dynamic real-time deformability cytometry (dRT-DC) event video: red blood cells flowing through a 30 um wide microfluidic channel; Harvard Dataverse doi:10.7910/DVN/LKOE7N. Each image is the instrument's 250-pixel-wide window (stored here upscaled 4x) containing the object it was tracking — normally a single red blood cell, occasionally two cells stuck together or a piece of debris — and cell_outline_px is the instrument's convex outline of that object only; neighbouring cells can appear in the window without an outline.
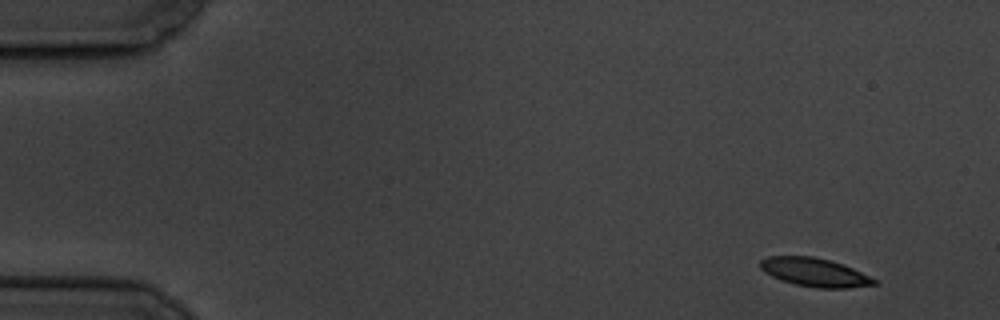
{"species": "common noctule bat (a hibernating species)", "species_latin": "Nyctalus noctula", "temperature_condition": "cold", "stored_images_in_passage": 54, "camera_frame_rate_fps": 3000, "um_per_image_px": 0.085, "animal": {"sex": "male", "body_mass_g": 19.5, "forearm_length_mm": 54.6}, "frame": {"image": 1, "passage_image": 1, "time_ms": 0.0, "image_size_px": [1000, 320], "cell_outline_px": [[880, 284], [848, 288], [816, 288], [796, 284], [780, 280], [764, 272], [760, 268], [760, 260], [768, 256], [812, 256], [832, 260], [844, 264], [880, 280]], "centroid_in_image_um": [69.31, 23.15], "position_along_channel_um": 15.7, "area_um2": 19.31}}
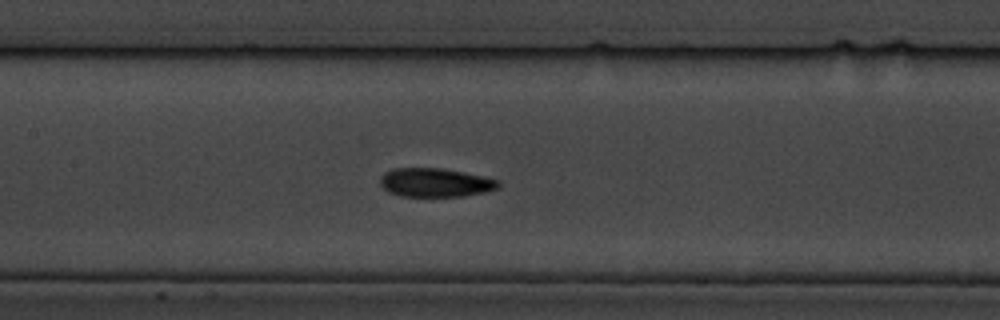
{"frame": {"image": 2, "passage_image": 24, "time_ms": 7.667, "image_size_px": [1000, 320], "cell_outline_px": [[500, 184], [496, 188], [488, 192], [464, 196], [400, 196], [388, 192], [380, 184], [380, 176], [384, 172], [392, 168], [440, 168], [464, 172], [484, 176], [500, 180]], "centroid_in_image_um": [37.0, 15.51], "position_along_channel_um": 170.4, "area_um2": 20.0}}
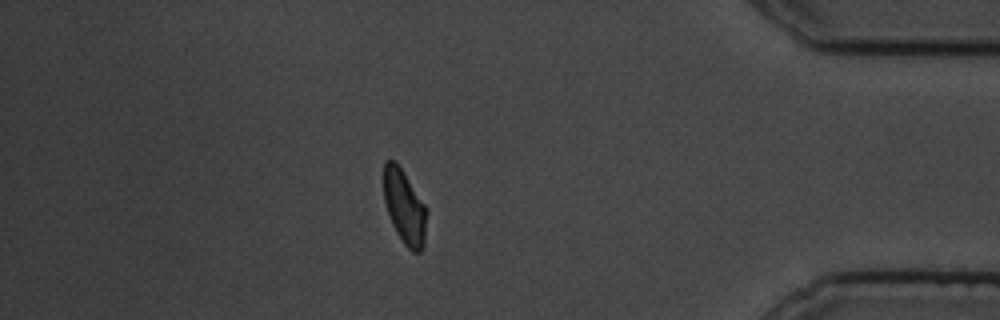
{"frame": {"image": 3, "passage_image": 47, "time_ms": 15.333, "image_size_px": [1000, 320], "cell_outline_px": [[428, 212], [424, 244], [420, 252], [412, 252], [404, 244], [396, 232], [392, 224], [384, 200], [384, 160], [392, 160], [404, 172], [428, 208]], "centroid_in_image_um": [34.41, 17.61], "position_along_channel_um": 400.8, "area_um2": 18.67}, "authors_computed_cell_mechanics": {"area_um2": 19.7965, "velocity_mm_per_s": 3.4662, "shape_relaxation_time_tau1_ms": 5.8949, "shape_relaxation_time_tau2_ms": 2.4257, "deformation_change_tau1": 0.139, "deformation_change_tau2": 0.0636}}